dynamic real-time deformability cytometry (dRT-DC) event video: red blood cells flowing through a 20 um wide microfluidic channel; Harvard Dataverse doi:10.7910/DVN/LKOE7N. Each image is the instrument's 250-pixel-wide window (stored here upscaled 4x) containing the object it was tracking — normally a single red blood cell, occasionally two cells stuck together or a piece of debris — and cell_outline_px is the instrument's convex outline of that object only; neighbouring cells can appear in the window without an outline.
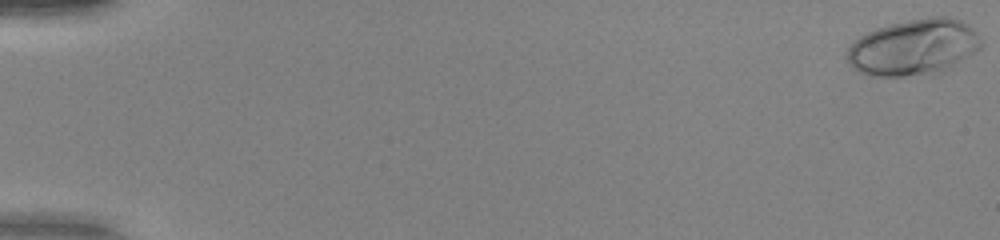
{"species": "human", "species_latin": "Homo sapiens", "temperature_condition": "warm", "stored_images_in_passage": 52, "camera_frame_rate_fps": 3000, "um_per_image_px": 0.085, "donor": {"sex": "female"}, "frame": {"image": 1, "passage_image": 1, "time_ms": 0.0, "image_size_px": [1000, 240], "cell_outline_px": [[984, 44], [976, 52], [944, 72], [904, 76], [872, 76], [860, 72], [848, 60], [848, 48], [860, 36], [876, 28], [888, 24], [928, 16], [948, 16], [960, 20], [968, 24], [980, 36]], "centroid_in_image_um": [77.73, 4.0], "position_along_channel_um": 7.3, "area_um2": 43.93}}
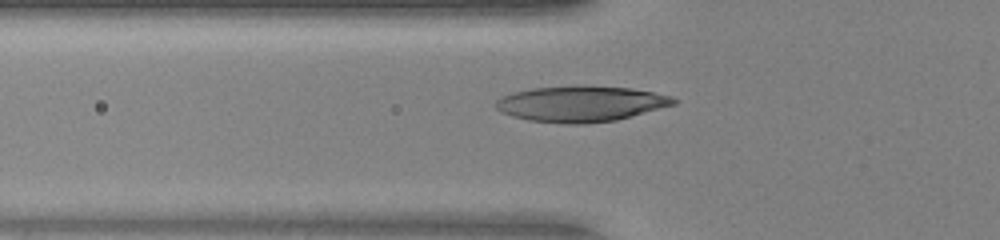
{"frame": {"image": 2, "passage_image": 20, "time_ms": 6.333, "image_size_px": [1000, 240], "cell_outline_px": [[676, 104], [616, 120], [584, 124], [568, 124], [528, 120], [512, 116], [500, 112], [496, 108], [496, 100], [500, 96], [512, 92], [532, 88], [580, 84], [632, 88], [672, 96], [676, 100]], "centroid_in_image_um": [49.34, 8.8], "position_along_channel_um": 76.5, "area_um2": 37.51}}
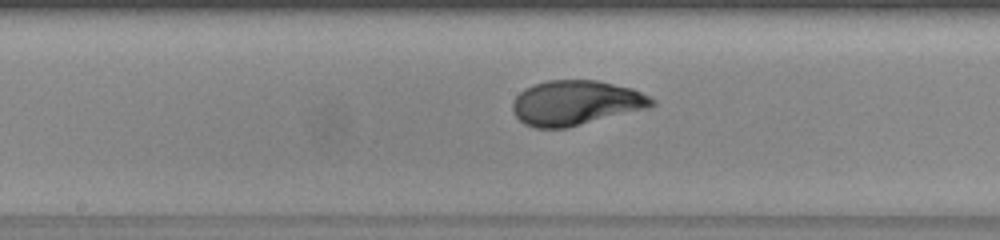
{"frame": {"image": 3, "passage_image": 29, "time_ms": 9.333, "image_size_px": [1000, 240], "cell_outline_px": [[656, 104], [648, 108], [568, 128], [536, 128], [524, 124], [512, 112], [512, 104], [516, 96], [524, 88], [548, 80], [596, 80], [632, 88], [656, 100]], "centroid_in_image_um": [48.94, 8.75], "position_along_channel_um": 199.3, "area_um2": 36.41}, "authors_computed_cell_mechanics": {"area_um2": 35.6626, "velocity_mm_per_s": 4.0897, "shape_relaxation_time_tau1_ms": 5.1299, "shape_relaxation_time_tau2_ms": null, "deformation_change_tau1": 0.2681, "deformation_change_tau2": null}}